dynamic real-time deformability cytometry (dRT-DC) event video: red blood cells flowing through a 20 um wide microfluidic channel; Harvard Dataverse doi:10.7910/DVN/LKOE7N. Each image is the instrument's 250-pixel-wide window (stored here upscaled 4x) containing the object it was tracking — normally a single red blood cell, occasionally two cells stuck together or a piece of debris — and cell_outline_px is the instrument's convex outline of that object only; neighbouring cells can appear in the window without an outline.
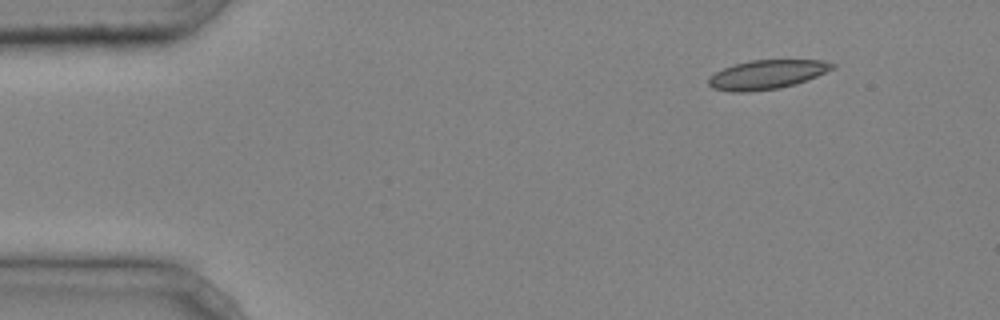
{"species": "common noctule bat (a hibernating species)", "species_latin": "Nyctalus noctula", "temperature_condition": "cold", "stored_images_in_passage": 4, "camera_frame_rate_fps": 3000, "um_per_image_px": 0.085, "animal": {"sex": "male", "body_mass_g": 20.4}, "frame": {"image": 1, "passage_image": 1, "time_ms": 0.0, "image_size_px": [1000, 320], "cell_outline_px": [[836, 68], [796, 84], [780, 88], [752, 92], [728, 92], [712, 88], [708, 84], [708, 76], [724, 68], [736, 64], [752, 60], [824, 60], [836, 64]], "centroid_in_image_um": [65.18, 6.35], "position_along_channel_um": 19.8, "area_um2": 21.15}}
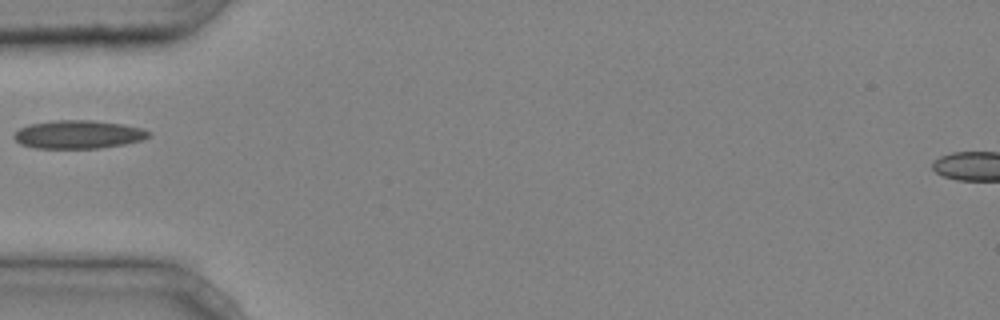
{"frame": {"image": 2, "passage_image": 4, "time_ms": 1.0, "image_size_px": [1000, 320], "cell_outline_px": [[152, 136], [144, 140], [124, 144], [100, 148], [36, 148], [20, 144], [12, 136], [20, 128], [28, 124], [56, 120], [92, 120], [120, 124], [144, 128], [152, 132]], "centroid_in_image_um": [6.7, 11.43], "position_along_channel_um": 78.3, "area_um2": 22.37}}